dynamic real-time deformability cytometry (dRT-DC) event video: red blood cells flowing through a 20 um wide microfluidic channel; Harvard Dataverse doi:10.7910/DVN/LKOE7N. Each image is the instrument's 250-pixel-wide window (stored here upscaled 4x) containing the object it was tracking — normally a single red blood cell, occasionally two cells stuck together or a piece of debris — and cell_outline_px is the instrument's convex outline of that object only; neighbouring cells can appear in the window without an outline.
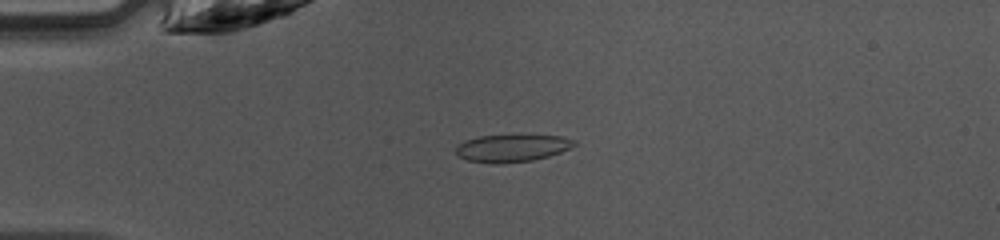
{"species": "common noctule bat (a hibernating species)", "species_latin": "Nyctalus noctula", "temperature_condition": "warm", "stored_images_in_passage": 47, "camera_frame_rate_fps": 3000, "um_per_image_px": 0.085, "animal": {"sex": "female", "body_mass_g": 10.0, "forearm_length_mm": 53.1}, "frame": {"image": 1, "passage_image": 12, "time_ms": 3.667, "image_size_px": [1000, 240], "cell_outline_px": [[576, 144], [560, 152], [548, 156], [532, 160], [504, 164], [492, 164], [468, 160], [456, 156], [456, 148], [464, 140], [480, 136], [564, 136], [576, 140]], "centroid_in_image_um": [43.49, 12.61], "position_along_channel_um": 41.5, "area_um2": 18.73}}
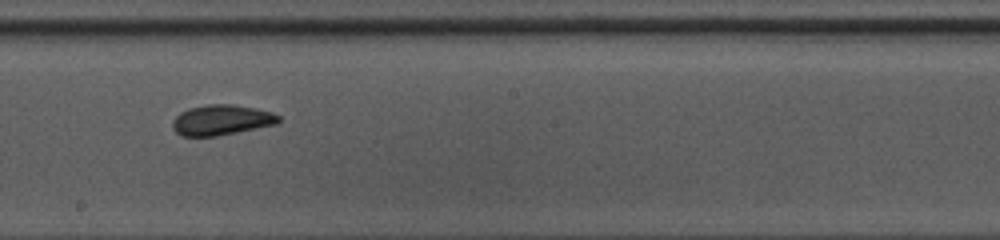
{"frame": {"image": 2, "passage_image": 27, "time_ms": 8.667, "image_size_px": [1000, 240], "cell_outline_px": [[280, 120], [276, 124], [216, 136], [180, 136], [172, 128], [172, 120], [180, 112], [188, 108], [208, 104], [232, 104], [256, 108], [272, 112], [280, 116]], "centroid_in_image_um": [18.79, 10.19], "position_along_channel_um": 229.4, "area_um2": 18.79}}
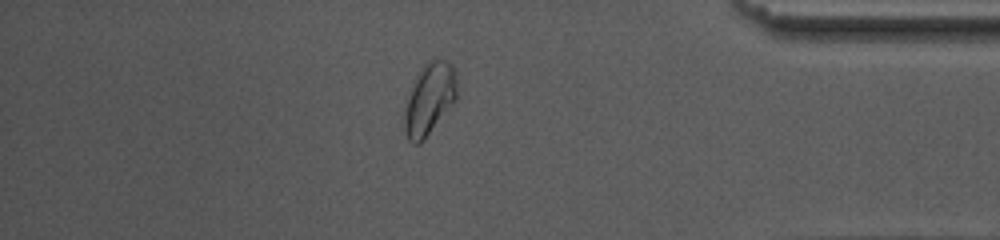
{"frame": {"image": 3, "passage_image": 41, "time_ms": 13.333, "image_size_px": [1000, 240], "cell_outline_px": [[456, 100], [424, 140], [420, 144], [412, 144], [408, 140], [404, 132], [404, 108], [408, 96], [420, 68], [428, 60], [444, 60], [452, 64], [456, 72]], "centroid_in_image_um": [36.48, 8.44], "position_along_channel_um": 398.7, "area_um2": 21.96}, "authors_computed_cell_mechanics": {"area_um2": 19.074, "velocity_mm_per_s": 4.2052, "shape_relaxation_time_tau1_ms": 5.4258, "shape_relaxation_time_tau2_ms": 2.1899, "deformation_change_tau1": 0.1032, "deformation_change_tau2": 0.0497}}